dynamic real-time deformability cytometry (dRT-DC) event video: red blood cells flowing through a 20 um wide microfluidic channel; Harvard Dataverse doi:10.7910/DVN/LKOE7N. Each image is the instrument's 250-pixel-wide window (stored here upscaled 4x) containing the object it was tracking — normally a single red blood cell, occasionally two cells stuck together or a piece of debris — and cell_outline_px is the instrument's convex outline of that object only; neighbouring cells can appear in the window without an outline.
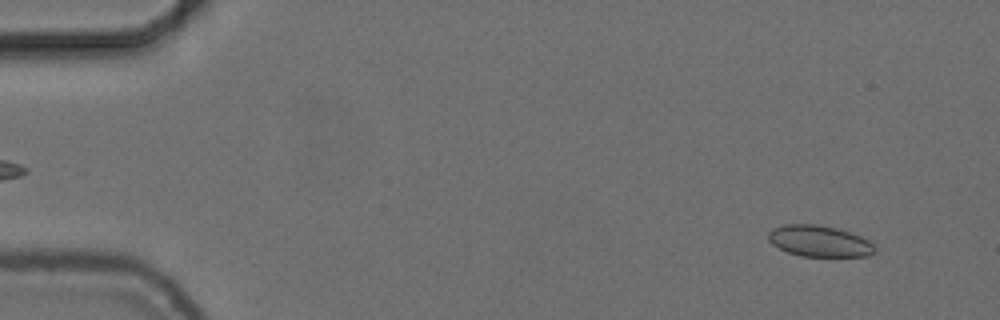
{"species": "common noctule bat (a hibernating species)", "species_latin": "Nyctalus noctula", "temperature_condition": "cold", "stored_images_in_passage": 56, "camera_frame_rate_fps": 3000, "um_per_image_px": 0.085, "animal": {"sex": "female", "body_mass_g": 24.6, "forearm_length_mm": 56.2}, "frame": {"image": 1, "passage_image": 5, "time_ms": 1.333, "image_size_px": [1000, 320], "cell_outline_px": [[876, 252], [868, 256], [800, 256], [788, 252], [772, 244], [768, 240], [768, 232], [772, 228], [784, 224], [816, 224], [836, 228], [860, 236], [868, 240], [876, 248]], "centroid_in_image_um": [69.63, 20.49], "position_along_channel_um": 15.4, "area_um2": 19.36}}
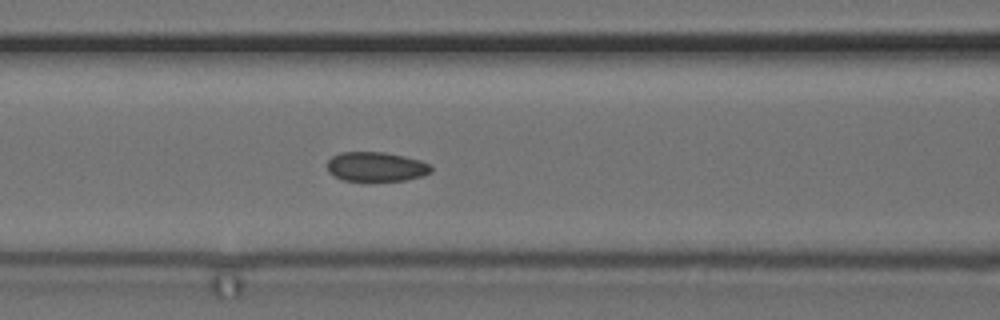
{"frame": {"image": 2, "passage_image": 24, "time_ms": 7.667, "image_size_px": [1000, 320], "cell_outline_px": [[432, 172], [424, 176], [404, 180], [344, 180], [328, 172], [328, 160], [332, 156], [340, 152], [384, 152], [404, 156], [420, 160], [432, 164]], "centroid_in_image_um": [32.01, 14.16], "position_along_channel_um": 134.6, "area_um2": 17.8}}
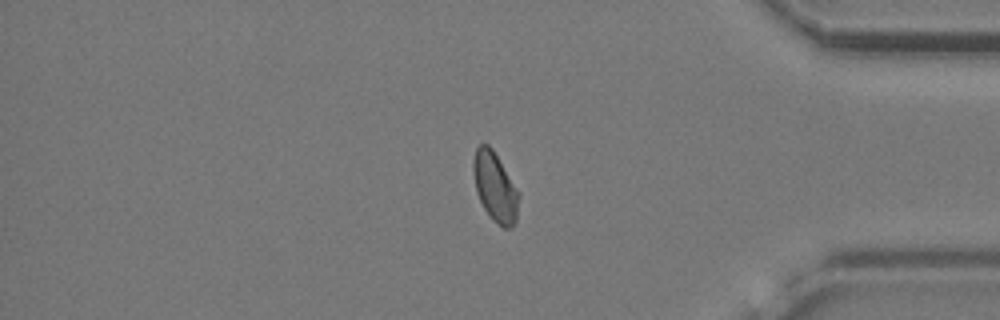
{"frame": {"image": 3, "passage_image": 47, "time_ms": 15.333, "image_size_px": [1000, 320], "cell_outline_px": [[520, 196], [516, 220], [512, 228], [504, 228], [492, 220], [484, 208], [476, 192], [472, 168], [472, 164], [476, 148], [480, 144], [488, 144], [492, 148], [520, 192]], "centroid_in_image_um": [42.09, 15.9], "position_along_channel_um": 393.1, "area_um2": 18.55}, "authors_computed_cell_mechanics": {"area_um2": 18.6694, "velocity_mm_per_s": 3.7075, "shape_relaxation_time_tau1_ms": null, "shape_relaxation_time_tau2_ms": 3.1338, "deformation_change_tau1": null, "deformation_change_tau2": 0.0596}}